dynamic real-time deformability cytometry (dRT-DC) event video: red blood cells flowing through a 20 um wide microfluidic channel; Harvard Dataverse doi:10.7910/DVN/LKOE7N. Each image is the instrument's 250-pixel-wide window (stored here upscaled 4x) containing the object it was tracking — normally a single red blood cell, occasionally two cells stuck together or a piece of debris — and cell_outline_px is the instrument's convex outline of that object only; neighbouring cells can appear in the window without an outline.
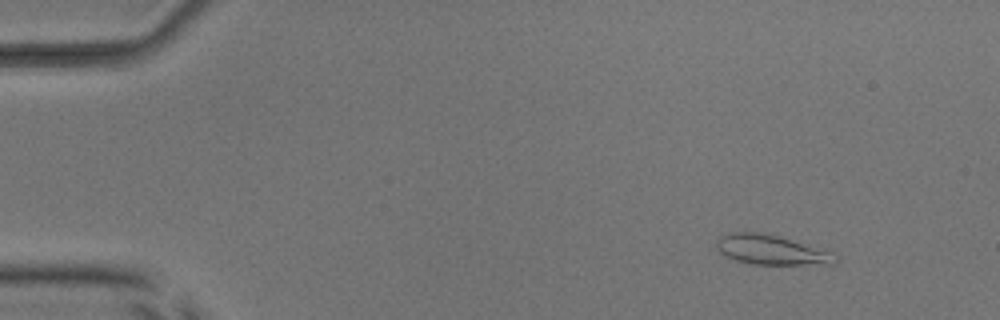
{"species": "common noctule bat (a hibernating species)", "species_latin": "Nyctalus noctula", "temperature_condition": "room temperature", "stored_images_in_passage": 50, "camera_frame_rate_fps": 3000, "um_per_image_px": 0.085, "animal": {"sex": "male", "body_mass_g": 17.9, "forearm_length_mm": 54.2}, "frame": {"image": 1, "passage_image": 2, "time_ms": 0.333, "image_size_px": [1000, 320], "cell_outline_px": [[840, 260], [836, 264], [752, 264], [736, 260], [720, 252], [716, 248], [716, 240], [720, 236], [728, 232], [764, 232], [828, 252]], "centroid_in_image_um": [65.47, 21.23], "position_along_channel_um": 19.5, "area_um2": 20.06}}
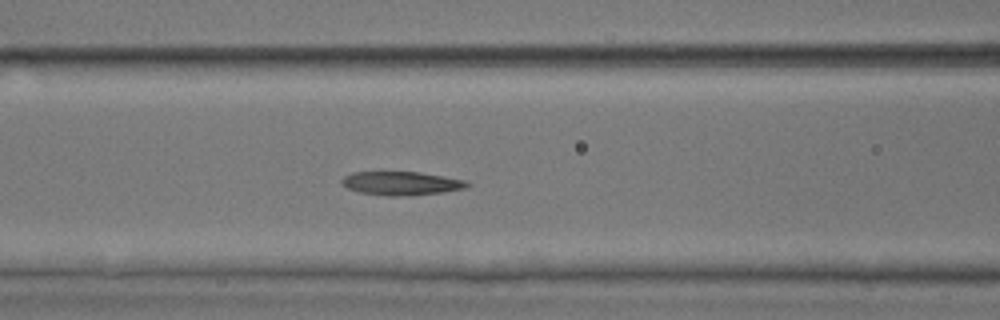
{"frame": {"image": 2, "passage_image": 19, "time_ms": 6.0, "image_size_px": [1000, 320], "cell_outline_px": [[472, 184], [468, 188], [444, 192], [408, 196], [388, 196], [360, 192], [348, 188], [340, 184], [340, 180], [344, 176], [352, 172], [380, 168], [420, 172], [464, 180]], "centroid_in_image_um": [34.04, 15.53], "position_along_channel_um": 132.6, "area_um2": 18.38}}
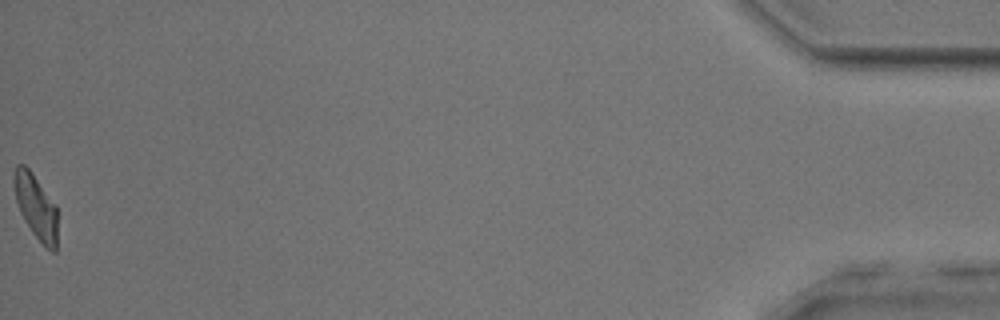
{"frame": {"image": 3, "passage_image": 50, "time_ms": 16.333, "image_size_px": [1000, 320], "cell_outline_px": [[56, 252], [52, 252], [32, 232], [24, 220], [20, 212], [16, 200], [12, 180], [16, 164], [24, 164], [32, 172], [56, 204]], "centroid_in_image_um": [3.03, 17.5], "position_along_channel_um": 432.2, "area_um2": 16.24}, "authors_computed_cell_mechanics": {"area_um2": 17.6868, "velocity_mm_per_s": 3.8538, "shape_relaxation_time_tau1_ms": 3.2701, "shape_relaxation_time_tau2_ms": 2.201, "deformation_change_tau1": 0.1802, "deformation_change_tau2": 0.1187}}